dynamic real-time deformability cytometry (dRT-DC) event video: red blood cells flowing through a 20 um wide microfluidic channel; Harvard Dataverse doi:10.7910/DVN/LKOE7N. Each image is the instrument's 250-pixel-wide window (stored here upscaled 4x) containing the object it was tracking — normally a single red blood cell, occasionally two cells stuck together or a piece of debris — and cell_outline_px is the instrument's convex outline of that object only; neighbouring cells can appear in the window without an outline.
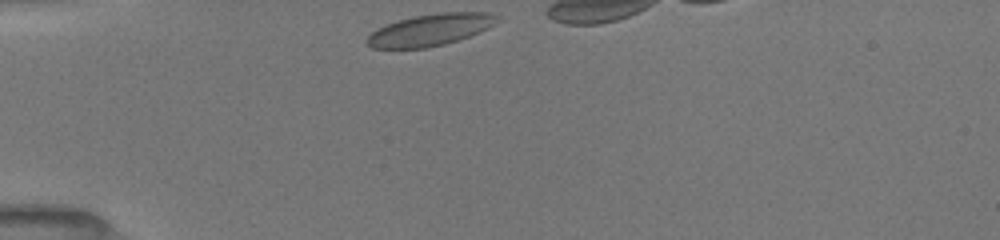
{"species": "common noctule bat (a hibernating species)", "species_latin": "Nyctalus noctula", "temperature_condition": "room temperature", "stored_images_in_passage": 30, "camera_frame_rate_fps": 3000, "um_per_image_px": 0.085, "animal": {"sex": "female", "body_mass_g": 19.5, "forearm_length_mm": 54.1}, "frame": {"image": 1, "passage_image": 1, "time_ms": 0.0, "image_size_px": [1000, 240], "cell_outline_px": [[500, 20], [496, 24], [480, 32], [444, 44], [428, 48], [372, 48], [364, 40], [376, 28], [400, 20], [416, 16], [444, 12], [488, 12], [500, 16]], "centroid_in_image_um": [36.61, 2.53], "position_along_channel_um": 48.4, "area_um2": 23.99}}
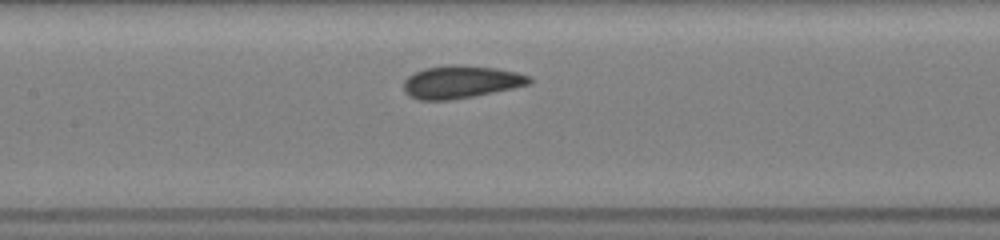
{"frame": {"image": 2, "passage_image": 12, "time_ms": 3.667, "image_size_px": [1000, 240], "cell_outline_px": [[532, 84], [452, 100], [416, 100], [408, 96], [404, 92], [404, 80], [408, 76], [424, 68], [448, 64], [460, 64], [496, 68], [516, 72], [528, 76], [532, 80]], "centroid_in_image_um": [39.13, 6.96], "position_along_channel_um": 168.3, "area_um2": 24.04}}
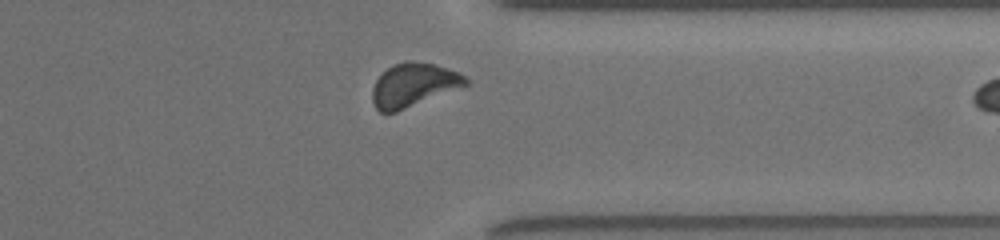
{"frame": {"image": 3, "passage_image": 28, "time_ms": 9.0, "image_size_px": [1000, 240], "cell_outline_px": [[468, 84], [396, 112], [380, 112], [376, 108], [372, 100], [372, 88], [376, 80], [392, 64], [404, 60], [412, 60], [436, 64], [460, 72], [468, 80]], "centroid_in_image_um": [35.13, 7.19], "position_along_channel_um": 376.3, "area_um2": 23.58}}